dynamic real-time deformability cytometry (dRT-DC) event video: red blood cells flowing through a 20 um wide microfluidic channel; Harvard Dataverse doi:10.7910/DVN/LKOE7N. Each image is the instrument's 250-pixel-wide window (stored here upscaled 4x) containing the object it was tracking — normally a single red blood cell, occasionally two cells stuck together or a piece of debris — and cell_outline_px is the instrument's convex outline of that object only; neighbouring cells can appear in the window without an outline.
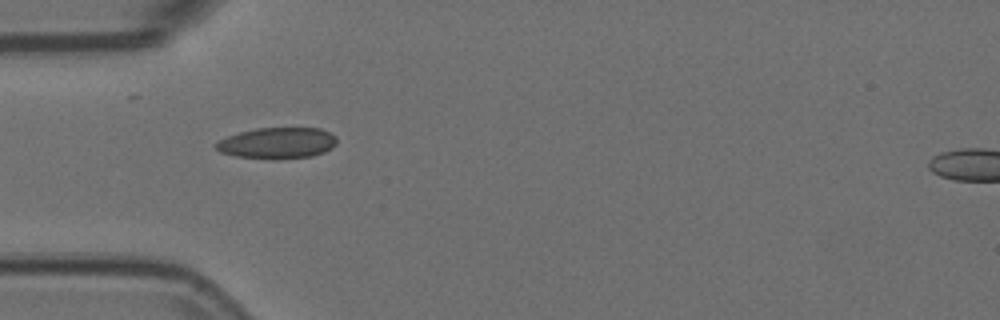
{"species": "Egyptian fruit bat (a non-hibernating species)", "species_latin": "Rousettus aegyptiacus", "temperature_condition": "room temperature", "stored_images_in_passage": 2, "camera_frame_rate_fps": 3000, "um_per_image_px": 0.085, "animal": {"sex": "female"}, "frame": {"image": 1, "passage_image": 1, "time_ms": 0.0, "image_size_px": [1000, 320], "cell_outline_px": [[336, 144], [332, 148], [324, 152], [312, 156], [272, 160], [236, 156], [220, 152], [212, 144], [228, 136], [240, 132], [256, 128], [320, 128], [336, 136]], "centroid_in_image_um": [23.56, 12.17], "position_along_channel_um": 61.4, "area_um2": 22.08}}
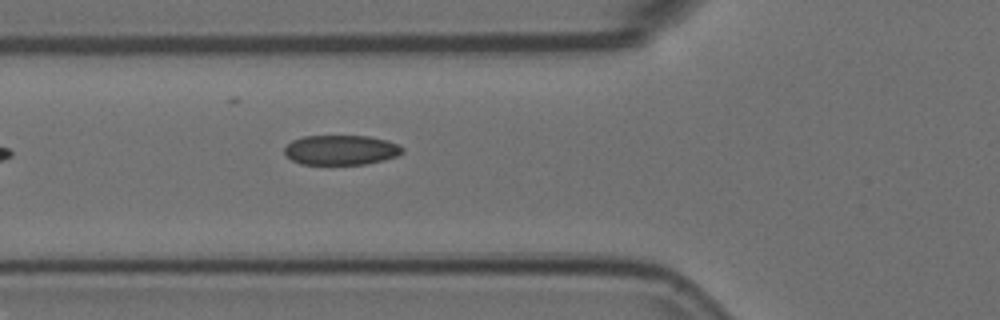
{"frame": {"image": 2, "passage_image": 2, "time_ms": 0.333, "image_size_px": [1000, 320], "cell_outline_px": [[404, 152], [396, 156], [364, 164], [300, 164], [292, 160], [284, 152], [284, 148], [292, 140], [304, 136], [368, 136], [388, 140], [400, 144], [404, 148]], "centroid_in_image_um": [29.0, 12.74], "position_along_channel_um": 96.8, "area_um2": 20.46}}